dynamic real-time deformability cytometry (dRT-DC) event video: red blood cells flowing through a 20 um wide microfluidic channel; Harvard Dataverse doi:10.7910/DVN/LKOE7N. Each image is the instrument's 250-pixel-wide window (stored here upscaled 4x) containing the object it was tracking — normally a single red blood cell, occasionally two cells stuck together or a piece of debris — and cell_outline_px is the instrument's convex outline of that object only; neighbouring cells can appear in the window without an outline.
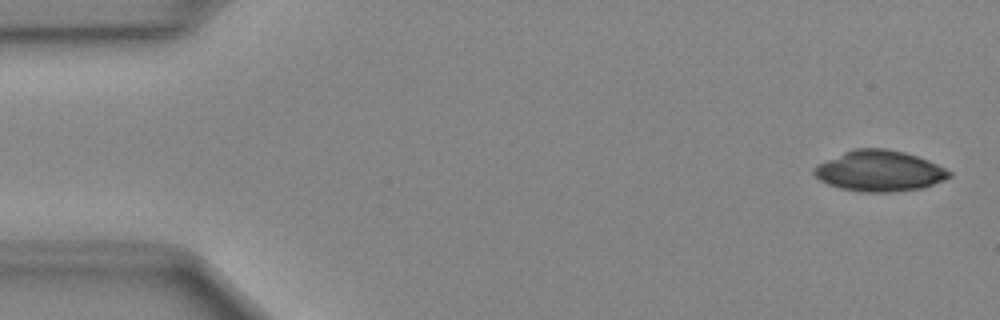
{"species": "Egyptian fruit bat (a non-hibernating species)", "species_latin": "Rousettus aegyptiacus", "temperature_condition": "cold", "stored_images_in_passage": 15, "camera_frame_rate_fps": 3000, "um_per_image_px": 0.085, "animal": {"sex": "female"}, "frame": {"image": 1, "passage_image": 2, "time_ms": 0.333, "image_size_px": [1000, 320], "cell_outline_px": [[952, 176], [944, 180], [924, 188], [892, 192], [860, 192], [840, 188], [828, 184], [820, 180], [812, 172], [812, 168], [816, 164], [844, 152], [856, 148], [884, 148], [904, 152], [928, 160], [952, 172]], "centroid_in_image_um": [74.74, 14.54], "position_along_channel_um": 10.3, "area_um2": 32.25}}
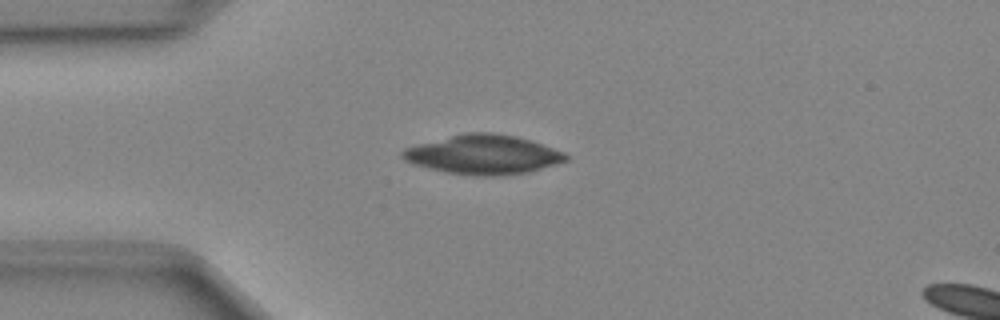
{"frame": {"image": 2, "passage_image": 12, "time_ms": 3.667, "image_size_px": [1000, 320], "cell_outline_px": [[568, 160], [528, 172], [500, 176], [472, 176], [444, 172], [412, 164], [404, 160], [400, 156], [400, 152], [404, 148], [464, 132], [492, 132], [516, 136], [564, 152], [568, 156]], "centroid_in_image_um": [41.03, 13.15], "position_along_channel_um": 44.0, "area_um2": 37.4}}